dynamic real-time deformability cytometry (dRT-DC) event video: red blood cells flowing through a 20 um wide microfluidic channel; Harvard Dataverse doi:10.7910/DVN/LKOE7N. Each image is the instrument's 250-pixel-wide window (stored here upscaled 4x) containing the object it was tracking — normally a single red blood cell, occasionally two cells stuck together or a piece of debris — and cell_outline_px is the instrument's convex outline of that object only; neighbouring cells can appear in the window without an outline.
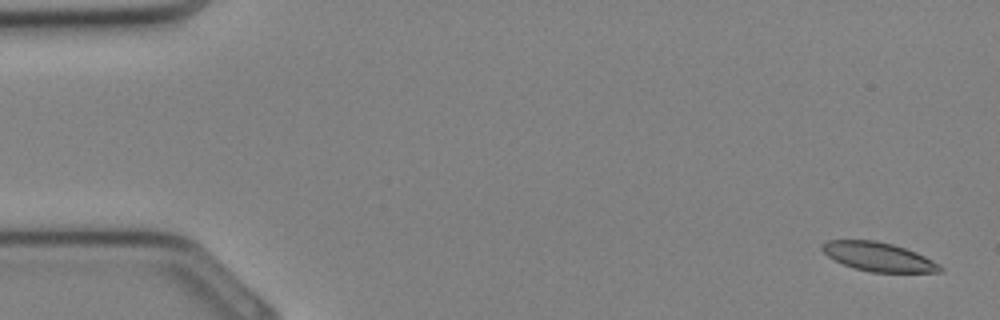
{"species": "Egyptian fruit bat (a non-hibernating species)", "species_latin": "Rousettus aegyptiacus", "temperature_condition": "cold", "stored_images_in_passage": 33, "camera_frame_rate_fps": 3000, "um_per_image_px": 0.085, "animal": {"sex": "female"}, "frame": {"image": 1, "passage_image": 1, "time_ms": 0.0, "image_size_px": [1000, 320], "cell_outline_px": [[944, 268], [940, 272], [872, 272], [852, 268], [828, 256], [820, 248], [828, 240], [876, 240], [892, 244], [916, 252], [940, 264]], "centroid_in_image_um": [74.69, 21.83], "position_along_channel_um": 10.3, "area_um2": 19.71}}
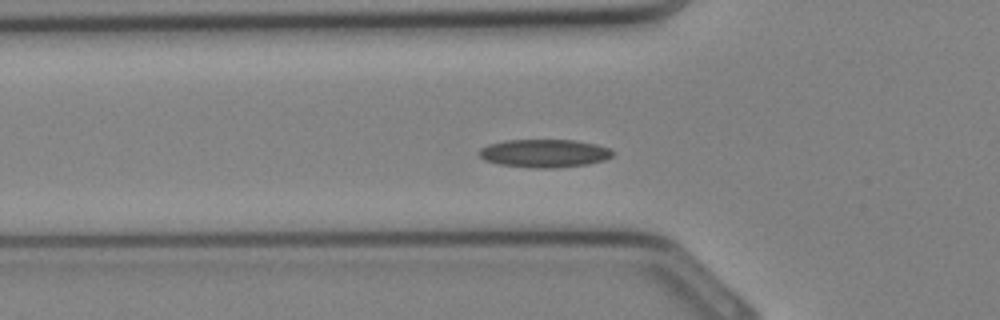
{"frame": {"image": 2, "passage_image": 11, "time_ms": 3.333, "image_size_px": [1000, 320], "cell_outline_px": [[616, 152], [612, 156], [604, 160], [588, 164], [556, 168], [532, 168], [500, 164], [484, 160], [480, 156], [480, 148], [488, 144], [508, 140], [576, 140], [596, 144], [608, 148]], "centroid_in_image_um": [46.3, 13.03], "position_along_channel_um": 79.5, "area_um2": 21.91}}
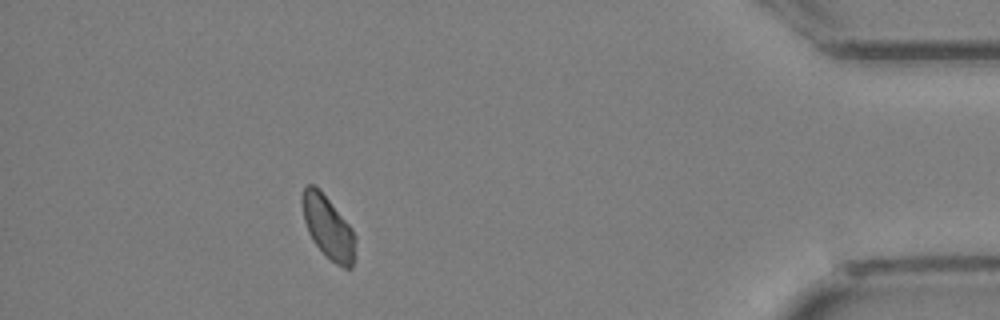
{"frame": {"image": 3, "passage_image": 30, "time_ms": 9.667, "image_size_px": [1000, 320], "cell_outline_px": [[356, 240], [352, 268], [344, 268], [336, 264], [316, 244], [308, 232], [304, 220], [300, 200], [304, 188], [308, 184], [312, 184], [328, 200], [352, 228], [356, 236]], "centroid_in_image_um": [27.89, 19.33], "position_along_channel_um": 407.3, "area_um2": 18.96}}